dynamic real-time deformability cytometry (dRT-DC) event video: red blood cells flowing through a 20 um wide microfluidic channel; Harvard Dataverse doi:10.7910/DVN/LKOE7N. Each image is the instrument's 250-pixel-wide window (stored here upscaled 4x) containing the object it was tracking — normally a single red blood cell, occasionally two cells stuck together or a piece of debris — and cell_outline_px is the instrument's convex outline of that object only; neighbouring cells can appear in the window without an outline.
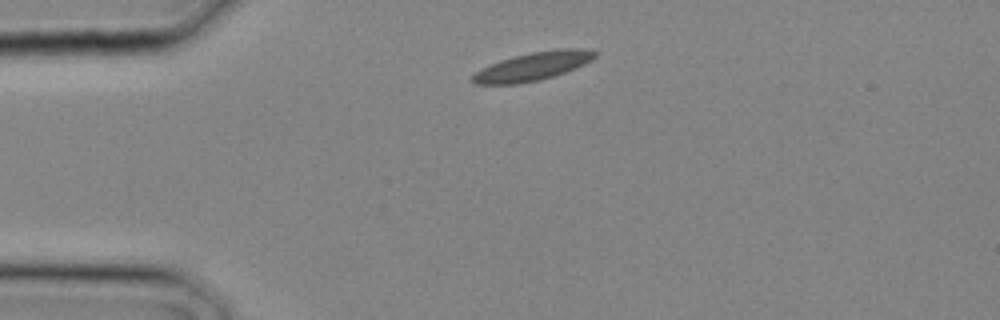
{"species": "common noctule bat (a hibernating species)", "species_latin": "Nyctalus noctula", "temperature_condition": "cold", "stored_images_in_passage": 3, "camera_frame_rate_fps": 3000, "um_per_image_px": 0.085, "animal": {"sex": "male", "body_mass_g": 20.4}, "frame": {"image": 1, "passage_image": 3, "time_ms": 0.667, "image_size_px": [1000, 320], "cell_outline_px": [[600, 52], [592, 60], [576, 68], [540, 80], [520, 84], [476, 84], [472, 80], [472, 76], [476, 72], [500, 60], [532, 52], [556, 48], [588, 48]], "centroid_in_image_um": [45.39, 5.62], "position_along_channel_um": 39.6, "area_um2": 20.17}}